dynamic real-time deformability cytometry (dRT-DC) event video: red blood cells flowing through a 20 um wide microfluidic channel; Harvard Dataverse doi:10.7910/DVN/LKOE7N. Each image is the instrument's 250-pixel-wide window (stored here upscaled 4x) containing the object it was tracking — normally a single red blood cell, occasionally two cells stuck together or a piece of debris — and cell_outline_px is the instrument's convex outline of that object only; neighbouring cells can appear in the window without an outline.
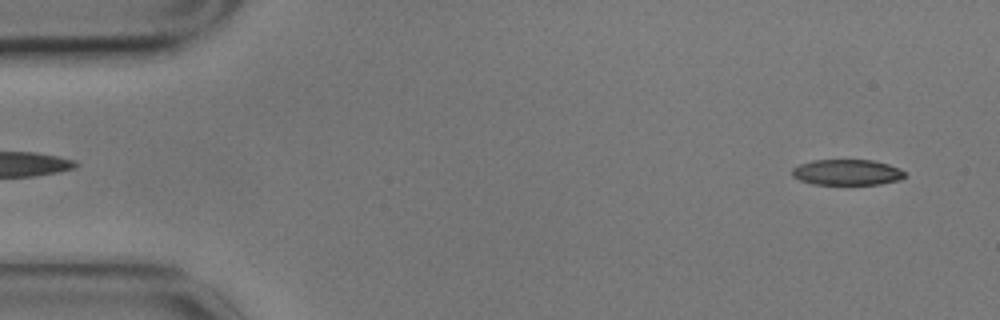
{"species": "common noctule bat (a hibernating species)", "species_latin": "Nyctalus noctula", "temperature_condition": "cold", "stored_images_in_passage": 56, "camera_frame_rate_fps": 3000, "um_per_image_px": 0.085, "animal": {"sex": "male", "body_mass_g": 17.9}, "frame": {"image": 1, "passage_image": 3, "time_ms": 0.667, "image_size_px": [1000, 320], "cell_outline_px": [[908, 176], [900, 180], [880, 184], [812, 184], [800, 180], [792, 176], [792, 168], [800, 164], [812, 160], [872, 160], [888, 164], [900, 168], [908, 172]], "centroid_in_image_um": [72.05, 14.64], "position_along_channel_um": 12.9, "area_um2": 17.11}}
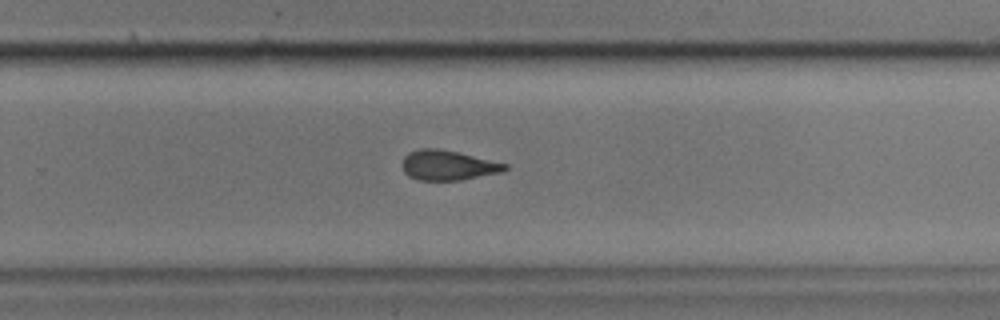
{"frame": {"image": 2, "passage_image": 36, "time_ms": 11.667, "image_size_px": [1000, 320], "cell_outline_px": [[508, 168], [500, 172], [460, 180], [420, 180], [408, 176], [404, 172], [400, 164], [404, 156], [408, 152], [420, 148], [436, 148], [460, 152], [508, 164]], "centroid_in_image_um": [38.03, 14.03], "position_along_channel_um": 291.8, "area_um2": 18.03}}
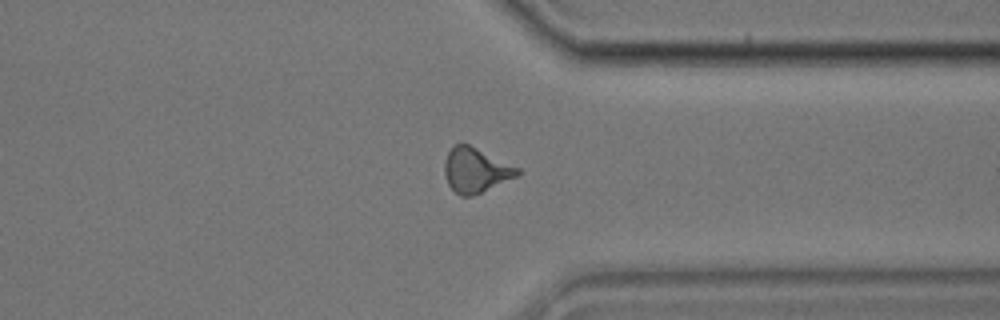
{"frame": {"image": 3, "passage_image": 43, "time_ms": 14.0, "image_size_px": [1000, 320], "cell_outline_px": [[520, 176], [472, 196], [460, 196], [448, 184], [444, 176], [444, 160], [448, 152], [460, 140], [520, 168]], "centroid_in_image_um": [40.44, 14.45], "position_along_channel_um": 371.0, "area_um2": 19.25}, "authors_computed_cell_mechanics": {"area_um2": 18.6694, "velocity_mm_per_s": 3.4911, "shape_relaxation_time_tau1_ms": 7.5568, "shape_relaxation_time_tau2_ms": 3.0345, "deformation_change_tau1": 0.1615, "deformation_change_tau2": 0.0955}}